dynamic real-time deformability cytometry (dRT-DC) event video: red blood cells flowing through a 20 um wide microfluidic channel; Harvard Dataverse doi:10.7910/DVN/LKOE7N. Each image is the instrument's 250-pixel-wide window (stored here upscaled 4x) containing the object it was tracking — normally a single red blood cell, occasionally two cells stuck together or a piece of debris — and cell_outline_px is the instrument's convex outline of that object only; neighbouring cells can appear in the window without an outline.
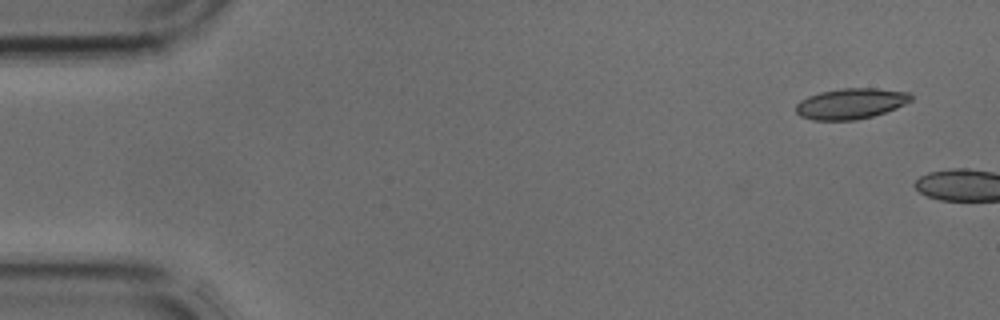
{"species": "common noctule bat (a hibernating species)", "species_latin": "Nyctalus noctula", "temperature_condition": "cold", "stored_images_in_passage": 3, "camera_frame_rate_fps": 3000, "um_per_image_px": 0.085, "animal": {"sex": "male", "body_mass_g": 17.9, "forearm_length_mm": 54.2}, "frame": {"image": 1, "passage_image": 1, "time_ms": 0.0, "image_size_px": [1000, 320], "cell_outline_px": [[912, 100], [896, 108], [872, 116], [856, 120], [812, 120], [800, 116], [796, 112], [796, 104], [800, 100], [808, 96], [820, 92], [844, 88], [876, 88], [908, 92], [912, 96]], "centroid_in_image_um": [72.3, 8.81], "position_along_channel_um": 12.7, "area_um2": 20.52}}